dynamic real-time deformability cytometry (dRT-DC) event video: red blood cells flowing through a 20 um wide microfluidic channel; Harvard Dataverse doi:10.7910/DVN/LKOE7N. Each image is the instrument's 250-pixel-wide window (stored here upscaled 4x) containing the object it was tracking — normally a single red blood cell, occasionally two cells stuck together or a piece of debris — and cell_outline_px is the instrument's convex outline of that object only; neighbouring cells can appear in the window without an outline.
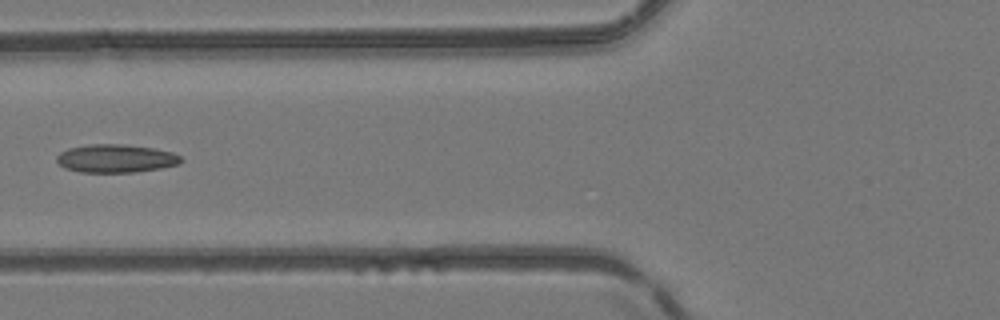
{"species": "common noctule bat (a hibernating species)", "species_latin": "Nyctalus noctula", "temperature_condition": "room temperature", "stored_images_in_passage": 5, "camera_frame_rate_fps": 3000, "um_per_image_px": 0.085, "animal": {"sex": "female", "body_mass_g": 24.6, "forearm_length_mm": 56.2}, "frame": {"image": 1, "passage_image": 4, "time_ms": 3.333, "image_size_px": [1000, 320], "cell_outline_px": [[184, 160], [180, 164], [160, 168], [136, 172], [80, 172], [64, 168], [56, 160], [56, 156], [60, 152], [68, 148], [88, 144], [124, 144], [152, 148], [172, 152], [180, 156]], "centroid_in_image_um": [9.84, 13.47], "position_along_channel_um": 116.0, "area_um2": 20.52}}
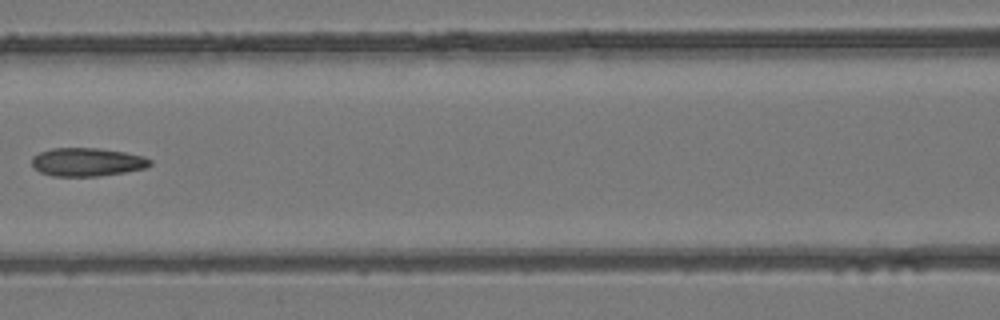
{"frame": {"image": 2, "passage_image": 5, "time_ms": 4.333, "image_size_px": [1000, 320], "cell_outline_px": [[152, 164], [148, 168], [124, 172], [96, 176], [52, 176], [40, 172], [32, 168], [32, 156], [40, 152], [52, 148], [100, 148], [124, 152], [144, 156], [152, 160]], "centroid_in_image_um": [7.41, 13.77], "position_along_channel_um": 159.2, "area_um2": 19.71}}